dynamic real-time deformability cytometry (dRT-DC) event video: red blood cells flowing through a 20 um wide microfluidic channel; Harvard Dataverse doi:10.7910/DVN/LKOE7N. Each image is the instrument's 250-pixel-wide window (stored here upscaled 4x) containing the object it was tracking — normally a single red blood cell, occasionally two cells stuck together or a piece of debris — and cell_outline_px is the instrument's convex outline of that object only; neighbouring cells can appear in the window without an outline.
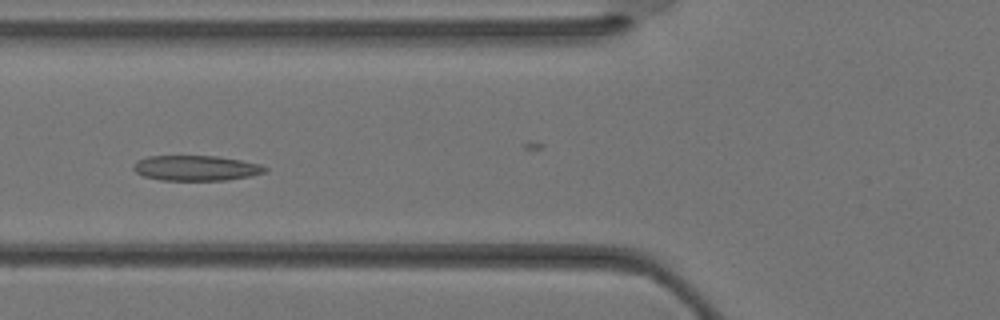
{"species": "Egyptian fruit bat (a non-hibernating species)", "species_latin": "Rousettus aegyptiacus", "temperature_condition": "warm", "stored_images_in_passage": 36, "camera_frame_rate_fps": 3000, "um_per_image_px": 0.085, "animal": {"sex": "female"}, "frame": {"image": 1, "passage_image": 13, "time_ms": 4.0, "image_size_px": [1000, 320], "cell_outline_px": [[268, 168], [264, 172], [248, 176], [228, 180], [160, 180], [144, 176], [136, 172], [132, 168], [132, 164], [136, 160], [148, 156], [216, 156], [240, 160], [260, 164]], "centroid_in_image_um": [16.61, 14.28], "position_along_channel_um": 109.2, "area_um2": 19.31}}
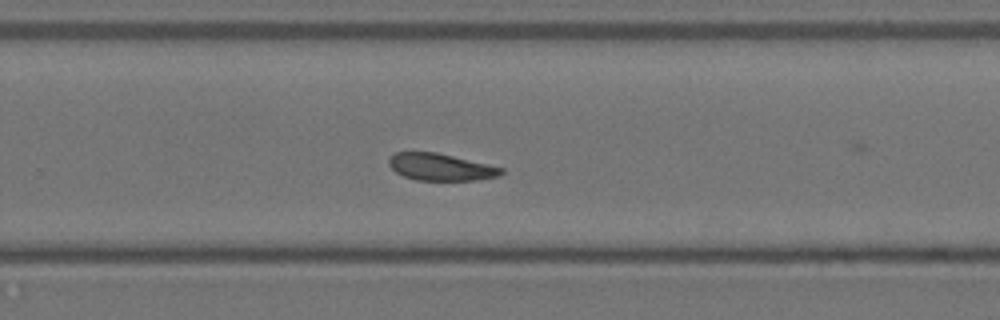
{"frame": {"image": 2, "passage_image": 23, "time_ms": 7.333, "image_size_px": [1000, 320], "cell_outline_px": [[504, 172], [500, 176], [476, 180], [416, 180], [404, 176], [396, 172], [388, 164], [388, 160], [396, 152], [436, 152], [488, 164], [504, 168]], "centroid_in_image_um": [37.48, 14.2], "position_along_channel_um": 292.3, "area_um2": 17.63}}
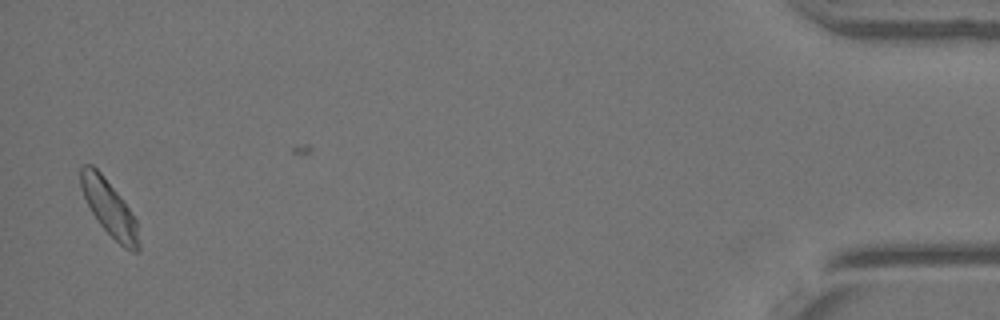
{"frame": {"image": 3, "passage_image": 35, "time_ms": 11.333, "image_size_px": [1000, 320], "cell_outline_px": [[140, 252], [132, 252], [124, 248], [100, 224], [92, 212], [80, 188], [80, 168], [84, 164], [92, 164], [100, 172], [120, 196], [136, 220], [140, 244]], "centroid_in_image_um": [9.29, 17.69], "position_along_channel_um": 425.9, "area_um2": 18.55}}